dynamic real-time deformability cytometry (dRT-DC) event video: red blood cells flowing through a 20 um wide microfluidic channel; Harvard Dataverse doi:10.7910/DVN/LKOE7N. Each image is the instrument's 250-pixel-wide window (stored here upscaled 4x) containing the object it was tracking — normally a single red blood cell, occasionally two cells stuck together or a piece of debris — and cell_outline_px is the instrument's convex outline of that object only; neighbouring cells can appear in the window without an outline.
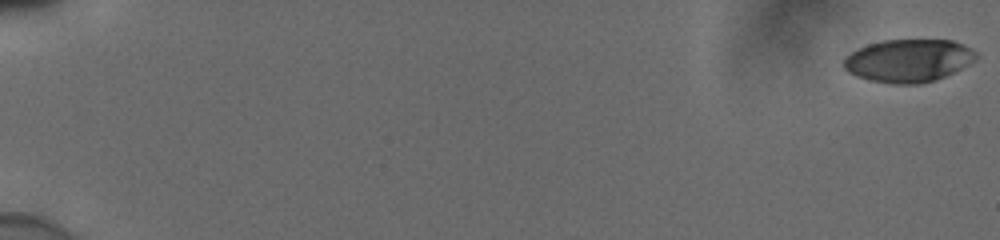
{"species": "human", "species_latin": "Homo sapiens", "temperature_condition": "cold", "stored_images_in_passage": 56, "camera_frame_rate_fps": 3000, "um_per_image_px": 0.085, "donor": {"sex": "male"}, "frame": {"image": 1, "passage_image": 1, "time_ms": 0.0, "image_size_px": [1000, 240], "cell_outline_px": [[976, 56], [972, 60], [960, 68], [944, 76], [920, 84], [892, 84], [872, 80], [856, 76], [848, 72], [844, 68], [844, 60], [852, 52], [868, 44], [884, 40], [952, 40], [964, 44], [972, 48], [976, 52]], "centroid_in_image_um": [77.2, 5.14], "position_along_channel_um": 7.8, "area_um2": 32.54}}
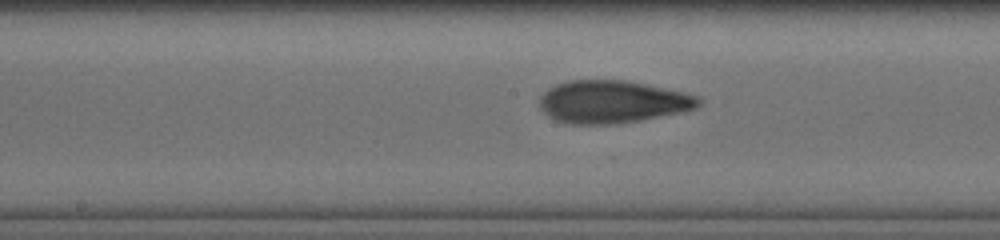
{"frame": {"image": 2, "passage_image": 32, "time_ms": 10.333, "image_size_px": [1000, 240], "cell_outline_px": [[700, 104], [696, 108], [680, 112], [620, 124], [568, 124], [556, 120], [548, 116], [540, 108], [540, 96], [548, 88], [556, 84], [568, 80], [628, 80], [684, 92], [696, 96], [700, 100]], "centroid_in_image_um": [52.02, 8.65], "position_along_channel_um": 196.2, "area_um2": 39.54}}
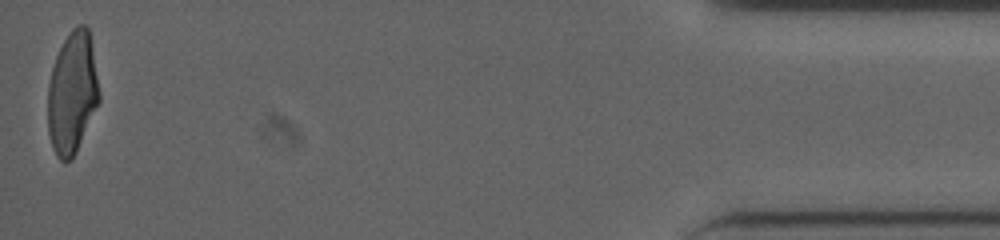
{"frame": {"image": 3, "passage_image": 56, "time_ms": 18.333, "image_size_px": [1000, 240], "cell_outline_px": [[100, 100], [76, 152], [72, 160], [64, 164], [56, 156], [52, 148], [48, 132], [48, 84], [52, 68], [56, 56], [64, 40], [72, 28], [76, 24], [84, 24], [88, 28], [92, 48], [100, 92]], "centroid_in_image_um": [6.13, 7.93], "position_along_channel_um": 429.1, "area_um2": 36.65}, "authors_computed_cell_mechanics": {"area_um2": 37.57, "velocity_mm_per_s": 3.8725, "shape_relaxation_time_tau1_ms": 4.8132, "shape_relaxation_time_tau2_ms": 1.6831, "deformation_change_tau1": 0.1928, "deformation_change_tau2": 0.0855}}